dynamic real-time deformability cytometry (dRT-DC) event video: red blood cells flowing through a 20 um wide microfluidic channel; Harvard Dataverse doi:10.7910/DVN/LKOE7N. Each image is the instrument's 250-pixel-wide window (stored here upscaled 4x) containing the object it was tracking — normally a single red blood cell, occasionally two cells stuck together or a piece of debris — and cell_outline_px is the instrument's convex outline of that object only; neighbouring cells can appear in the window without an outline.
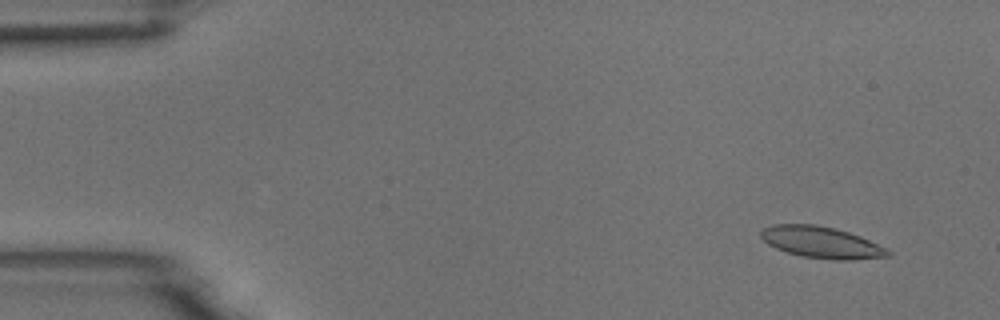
{"species": "common noctule bat (a hibernating species)", "species_latin": "Nyctalus noctula", "temperature_condition": "room temperature", "stored_images_in_passage": 10, "camera_frame_rate_fps": 3000, "um_per_image_px": 0.085, "animal": {"sex": "male", "body_mass_g": 18.8}, "frame": {"image": 1, "passage_image": 1, "time_ms": 0.0, "image_size_px": [1000, 320], "cell_outline_px": [[892, 256], [852, 260], [832, 260], [800, 256], [776, 248], [768, 244], [760, 236], [760, 232], [764, 228], [772, 224], [816, 224], [836, 228], [860, 236], [892, 252]], "centroid_in_image_um": [69.81, 20.6], "position_along_channel_um": 15.2, "area_um2": 23.35}}
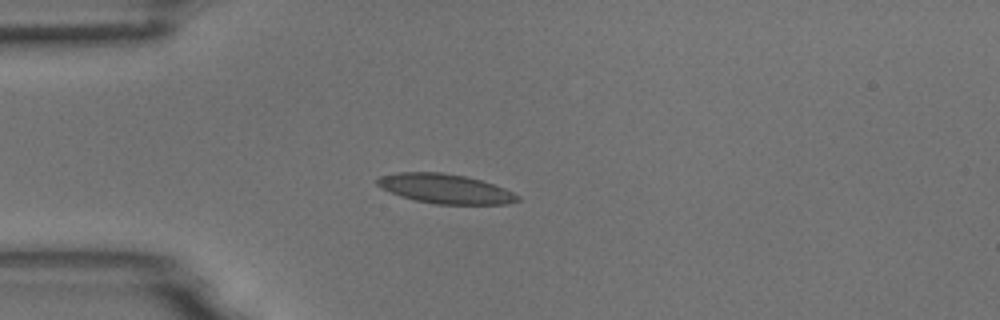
{"frame": {"image": 2, "passage_image": 4, "time_ms": 1.0, "image_size_px": [1000, 320], "cell_outline_px": [[520, 200], [508, 204], [436, 204], [416, 200], [400, 196], [376, 184], [376, 180], [380, 176], [396, 172], [440, 172], [464, 176], [480, 180], [504, 188], [520, 196]], "centroid_in_image_um": [37.85, 16.04], "position_along_channel_um": 47.1, "area_um2": 23.87}}